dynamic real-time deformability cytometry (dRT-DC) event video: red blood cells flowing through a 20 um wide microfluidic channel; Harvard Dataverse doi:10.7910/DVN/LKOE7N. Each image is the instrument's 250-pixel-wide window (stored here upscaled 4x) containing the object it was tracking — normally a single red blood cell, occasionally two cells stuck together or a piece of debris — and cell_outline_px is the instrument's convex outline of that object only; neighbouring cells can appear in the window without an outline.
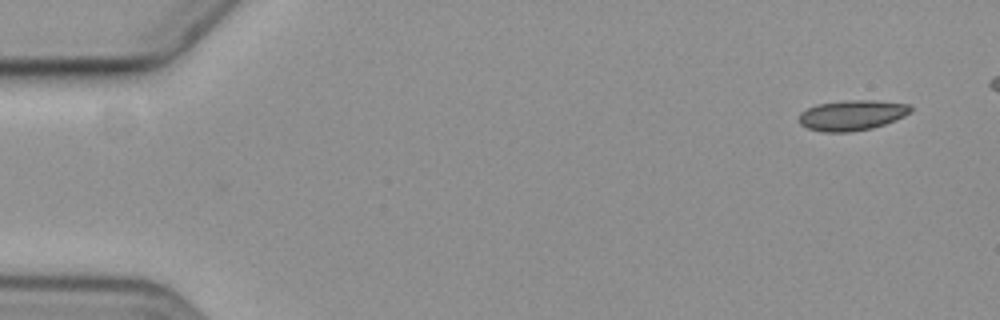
{"species": "common noctule bat (a hibernating species)", "species_latin": "Nyctalus noctula", "temperature_condition": "cold", "stored_images_in_passage": 4, "camera_frame_rate_fps": 3000, "um_per_image_px": 0.085, "animal": {"sex": "female", "body_mass_g": 19.3, "forearm_length_mm": 54.1}, "frame": {"image": 1, "passage_image": 1, "time_ms": 0.0, "image_size_px": [1000, 320], "cell_outline_px": [[912, 112], [904, 116], [884, 124], [872, 128], [848, 132], [824, 132], [808, 128], [800, 124], [800, 112], [816, 104], [848, 100], [876, 100], [908, 104], [912, 108]], "centroid_in_image_um": [72.42, 9.79], "position_along_channel_um": 12.6, "area_um2": 19.65}}